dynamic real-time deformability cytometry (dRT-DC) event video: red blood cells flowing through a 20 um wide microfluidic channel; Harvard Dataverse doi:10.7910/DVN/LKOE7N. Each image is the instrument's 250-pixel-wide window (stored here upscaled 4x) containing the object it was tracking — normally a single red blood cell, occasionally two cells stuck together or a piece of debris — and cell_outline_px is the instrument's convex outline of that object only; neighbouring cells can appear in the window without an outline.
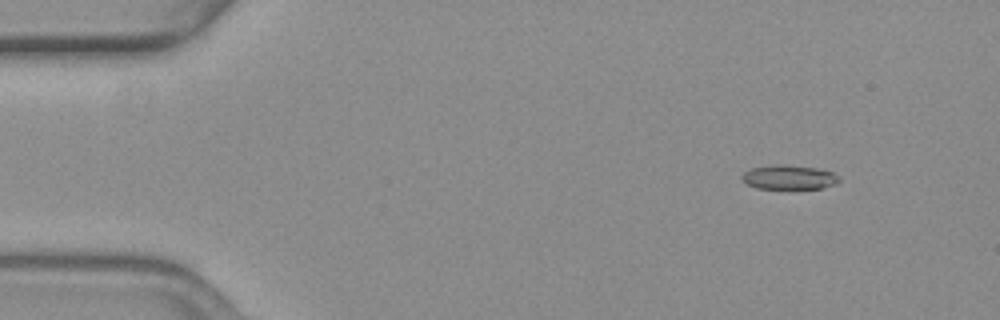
{"species": "common noctule bat (a hibernating species)", "species_latin": "Nyctalus noctula", "temperature_condition": "warm", "stored_images_in_passage": 6, "camera_frame_rate_fps": 3000, "um_per_image_px": 0.085, "animal": {"sex": "female", "body_mass_g": 19.3, "forearm_length_mm": 54.1}, "frame": {"image": 1, "passage_image": 2, "time_ms": 0.333, "image_size_px": [1000, 320], "cell_outline_px": [[840, 180], [836, 184], [820, 188], [756, 188], [748, 184], [740, 176], [744, 172], [752, 168], [816, 168], [832, 172], [840, 176]], "centroid_in_image_um": [67.13, 15.13], "position_along_channel_um": 17.9, "area_um2": 12.6}}